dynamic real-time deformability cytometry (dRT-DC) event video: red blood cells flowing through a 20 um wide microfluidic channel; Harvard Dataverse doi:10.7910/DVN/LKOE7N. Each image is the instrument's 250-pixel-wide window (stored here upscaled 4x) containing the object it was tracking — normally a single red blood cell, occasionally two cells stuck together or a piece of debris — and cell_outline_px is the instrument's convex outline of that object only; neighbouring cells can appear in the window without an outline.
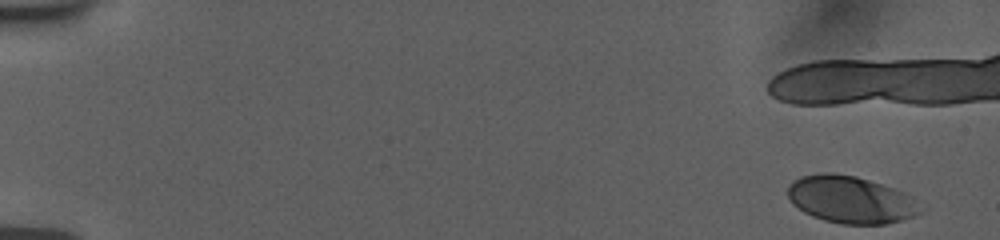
{"species": "human", "species_latin": "Homo sapiens", "temperature_condition": "room temperature", "stored_images_in_passage": 18, "camera_frame_rate_fps": 3000, "um_per_image_px": 0.085, "donor": {"sex": "female"}, "frame": {"image": 1, "passage_image": 1, "time_ms": 0.0, "image_size_px": [1000, 240], "cell_outline_px": [[920, 212], [912, 216], [900, 220], [884, 224], [840, 224], [824, 220], [812, 216], [804, 212], [792, 204], [788, 196], [788, 184], [792, 180], [800, 176], [824, 172], [832, 172], [856, 176], [904, 192], [912, 196]], "centroid_in_image_um": [72.22, 16.96], "position_along_channel_um": 12.8, "area_um2": 36.24}}